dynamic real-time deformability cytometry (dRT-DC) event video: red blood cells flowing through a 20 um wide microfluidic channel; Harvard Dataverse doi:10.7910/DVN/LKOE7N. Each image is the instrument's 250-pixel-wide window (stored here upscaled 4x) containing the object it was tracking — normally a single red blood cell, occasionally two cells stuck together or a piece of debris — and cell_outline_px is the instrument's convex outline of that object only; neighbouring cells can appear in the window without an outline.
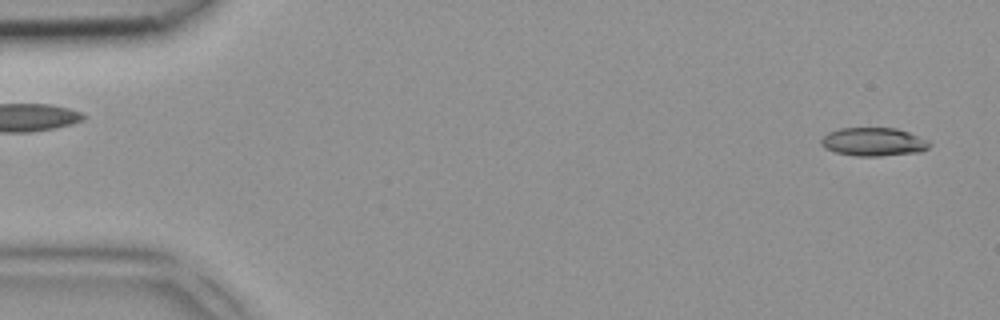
{"species": "common noctule bat (a hibernating species)", "species_latin": "Nyctalus noctula", "temperature_condition": "room temperature", "stored_images_in_passage": 3, "segment_of_instrument_passage": [2, 2], "camera_frame_rate_fps": 3000, "um_per_image_px": 0.085, "animal": {"sex": "female", "body_mass_g": 18.4}, "frame": {"image": 1, "passage_image": 3, "time_ms": 0.667, "image_size_px": [1000, 320], "cell_outline_px": [[932, 144], [928, 148], [920, 152], [880, 156], [856, 156], [836, 152], [824, 148], [820, 144], [820, 140], [828, 132], [840, 128], [896, 128], [908, 132], [928, 140]], "centroid_in_image_um": [74.24, 12.06], "position_along_channel_um": 10.8, "area_um2": 17.98}}